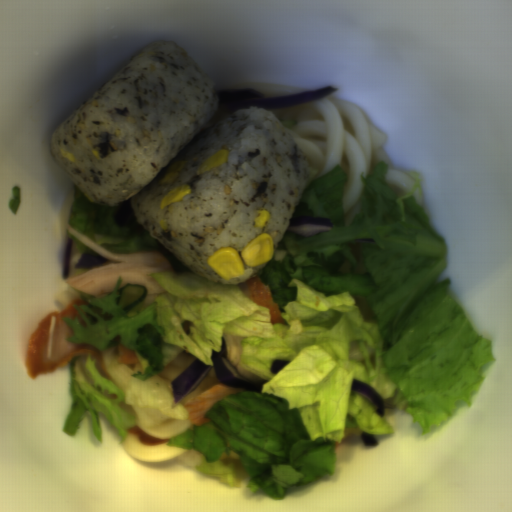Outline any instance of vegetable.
<instances>
[{
    "label": "vegetable",
    "instance_id": "obj_1",
    "mask_svg": "<svg viewBox=\"0 0 512 512\" xmlns=\"http://www.w3.org/2000/svg\"><path fill=\"white\" fill-rule=\"evenodd\" d=\"M388 170L381 159L362 173V205L350 224L345 169L336 165L305 183L293 214L328 217L331 228L313 236L285 232L256 273L278 305V324L237 284L205 279L150 237L131 198L99 206L77 189L69 225L113 255L161 252L176 272L149 274L164 292L132 316L115 303L122 276L111 293L77 292L85 303L63 320L73 331L68 342L104 351L119 335L138 363L119 364L112 351L100 365L82 355L68 362L63 432L74 437L88 415L102 443L101 413L123 442L128 428L190 419L185 403L219 384L211 356L224 337L239 374L267 383L260 393L235 389L213 403L206 423L164 443L182 448L178 461L196 472L270 499L334 476L346 429L394 433L367 396L351 391L354 378L376 389L385 407L407 414L423 436L472 408L495 362L492 341L452 297L451 280L437 281L449 249L414 196L423 191L418 173L409 172L414 184L402 192ZM195 359L210 372L174 404L170 382ZM280 359L289 364L275 375L271 365Z\"/></svg>",
    "mask_w": 512,
    "mask_h": 512
},
{
    "label": "vegetable",
    "instance_id": "obj_2",
    "mask_svg": "<svg viewBox=\"0 0 512 512\" xmlns=\"http://www.w3.org/2000/svg\"><path fill=\"white\" fill-rule=\"evenodd\" d=\"M66 230V239L68 237H71L72 244H71V252H70V260H69V268H68V279L75 277L77 275H80L82 273H85L87 271H90L92 269L96 268H75L77 262L81 258L82 254L87 249H93L90 246L86 245L85 243L78 240L67 228Z\"/></svg>",
    "mask_w": 512,
    "mask_h": 512
}]
</instances>
